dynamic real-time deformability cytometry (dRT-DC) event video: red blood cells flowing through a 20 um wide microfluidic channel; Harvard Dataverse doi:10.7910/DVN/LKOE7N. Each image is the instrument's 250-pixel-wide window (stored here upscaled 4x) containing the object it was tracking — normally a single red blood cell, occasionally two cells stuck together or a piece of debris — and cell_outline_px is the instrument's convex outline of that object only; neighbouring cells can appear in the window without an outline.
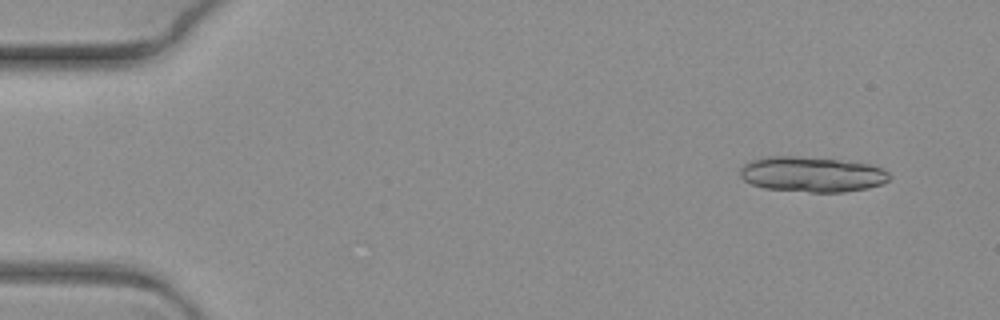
{"species": "common noctule bat (a hibernating species)", "species_latin": "Nyctalus noctula", "temperature_condition": "warm", "stored_images_in_passage": 9, "segment_of_instrument_passage": [1, 2], "camera_frame_rate_fps": 3000, "um_per_image_px": 0.085, "animal": {"sex": "female", "body_mass_g": 19.3, "forearm_length_mm": 54.1}, "frame": {"image": 1, "passage_image": 2, "time_ms": 0.333, "image_size_px": [1000, 320], "cell_outline_px": [[892, 176], [888, 180], [880, 184], [868, 188], [844, 192], [808, 192], [764, 188], [752, 184], [744, 180], [740, 176], [740, 168], [744, 164], [752, 160], [764, 156], [796, 156], [836, 160], [868, 164], [880, 168], [888, 172]], "centroid_in_image_um": [68.98, 14.82], "position_along_channel_um": 16.0, "area_um2": 30.58}}